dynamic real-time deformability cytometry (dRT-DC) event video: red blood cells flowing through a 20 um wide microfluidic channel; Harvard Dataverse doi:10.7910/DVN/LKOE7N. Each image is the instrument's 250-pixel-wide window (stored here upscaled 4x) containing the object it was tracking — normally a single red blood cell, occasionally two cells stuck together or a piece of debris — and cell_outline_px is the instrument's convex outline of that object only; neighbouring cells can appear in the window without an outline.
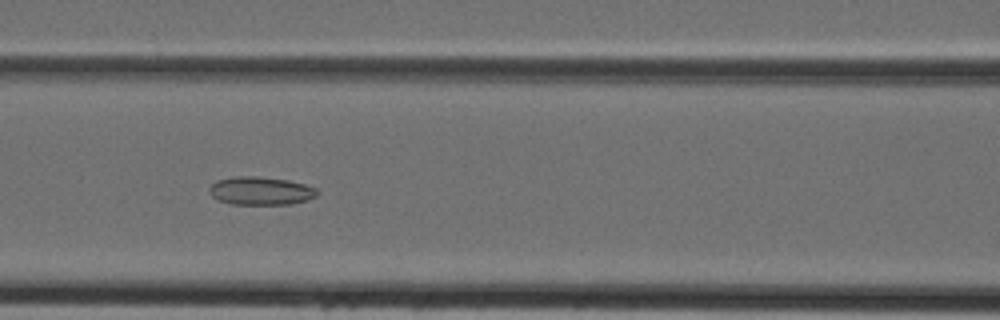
{"species": "Egyptian fruit bat (a non-hibernating species)", "species_latin": "Rousettus aegyptiacus", "temperature_condition": "cold", "stored_images_in_passage": 35, "camera_frame_rate_fps": 3000, "um_per_image_px": 0.085, "animal": {"sex": "female"}, "frame": {"image": 1, "passage_image": 9, "time_ms": 2.667, "image_size_px": [1000, 320], "cell_outline_px": [[320, 192], [316, 196], [308, 200], [292, 204], [232, 204], [220, 200], [212, 196], [208, 188], [216, 180], [236, 176], [256, 176], [288, 180], [304, 184], [316, 188]], "centroid_in_image_um": [22.18, 16.22], "position_along_channel_um": 144.4, "area_um2": 17.74}}
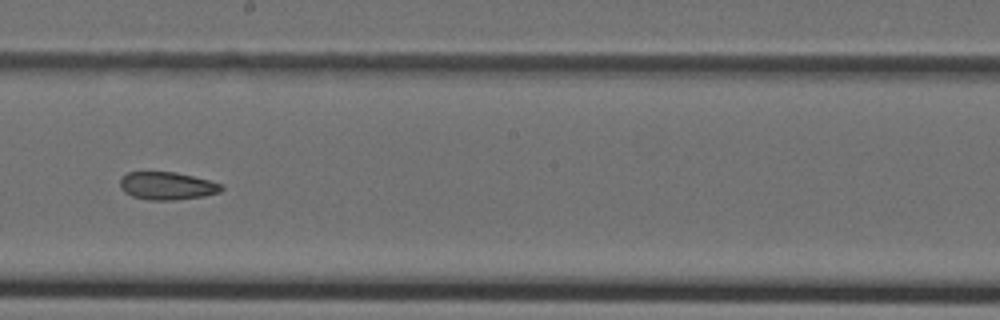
{"frame": {"image": 2, "passage_image": 15, "time_ms": 4.667, "image_size_px": [1000, 320], "cell_outline_px": [[224, 188], [220, 192], [204, 196], [176, 200], [148, 200], [132, 196], [124, 192], [120, 188], [120, 180], [128, 172], [176, 172], [208, 180], [220, 184]], "centroid_in_image_um": [14.19, 15.81], "position_along_channel_um": 234.0, "area_um2": 16.36}}
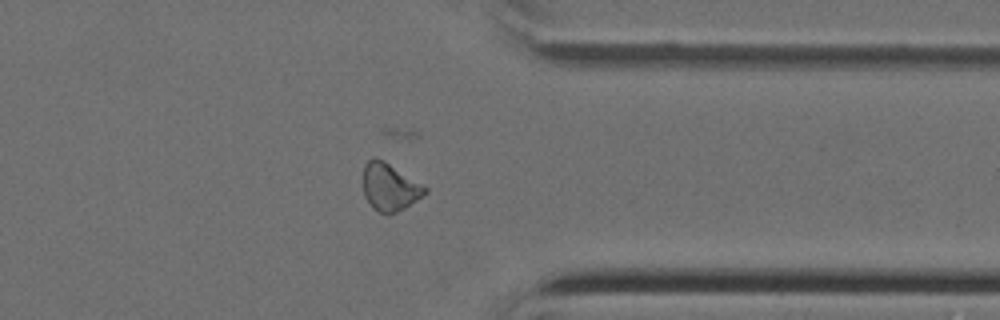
{"frame": {"image": 3, "passage_image": 25, "time_ms": 8.0, "image_size_px": [1000, 320], "cell_outline_px": [[428, 192], [424, 196], [404, 208], [388, 216], [372, 208], [364, 196], [364, 164], [372, 156], [376, 156], [384, 160], [428, 188]], "centroid_in_image_um": [33.12, 15.9], "position_along_channel_um": 378.3, "area_um2": 17.28}}